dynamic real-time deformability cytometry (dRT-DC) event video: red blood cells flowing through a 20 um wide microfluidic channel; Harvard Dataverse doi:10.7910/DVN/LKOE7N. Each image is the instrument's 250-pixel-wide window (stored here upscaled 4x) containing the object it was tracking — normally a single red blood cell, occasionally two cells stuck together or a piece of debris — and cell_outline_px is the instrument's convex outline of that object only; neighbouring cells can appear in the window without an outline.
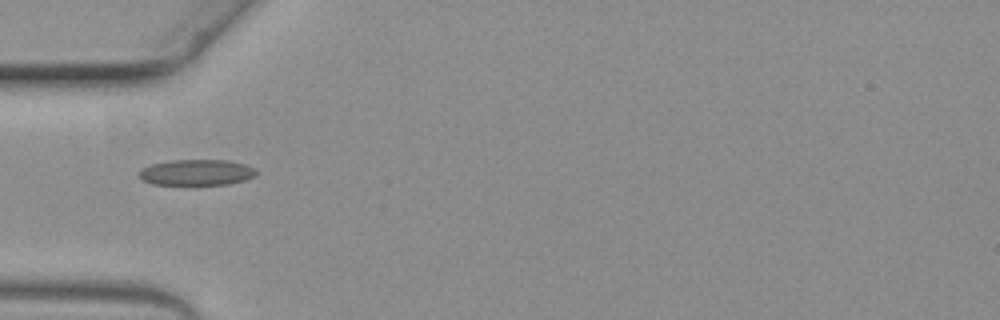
{"species": "common noctule bat (a hibernating species)", "species_latin": "Nyctalus noctula", "temperature_condition": "warm", "stored_images_in_passage": 4, "camera_frame_rate_fps": 3000, "um_per_image_px": 0.085, "animal": {"sex": "female", "body_mass_g": 19.3, "forearm_length_mm": 54.1}, "frame": {"image": 1, "passage_image": 3, "time_ms": 2.333, "image_size_px": [1000, 320], "cell_outline_px": [[256, 176], [244, 180], [228, 184], [152, 184], [144, 180], [140, 176], [140, 168], [152, 164], [172, 160], [228, 160], [244, 164], [256, 168]], "centroid_in_image_um": [16.74, 14.64], "position_along_channel_um": 68.3, "area_um2": 17.51}}
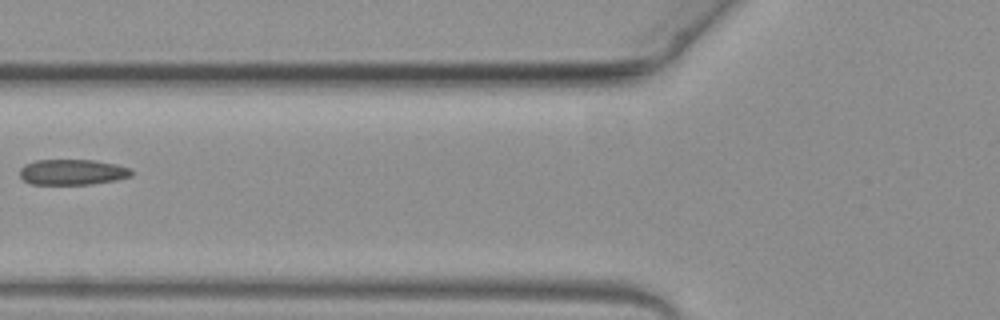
{"frame": {"image": 2, "passage_image": 4, "time_ms": 3.333, "image_size_px": [1000, 320], "cell_outline_px": [[132, 176], [116, 180], [88, 184], [32, 184], [24, 180], [20, 176], [20, 168], [24, 164], [36, 160], [92, 160], [116, 164], [128, 168], [132, 172]], "centroid_in_image_um": [6.13, 14.62], "position_along_channel_um": 119.7, "area_um2": 16.53}}